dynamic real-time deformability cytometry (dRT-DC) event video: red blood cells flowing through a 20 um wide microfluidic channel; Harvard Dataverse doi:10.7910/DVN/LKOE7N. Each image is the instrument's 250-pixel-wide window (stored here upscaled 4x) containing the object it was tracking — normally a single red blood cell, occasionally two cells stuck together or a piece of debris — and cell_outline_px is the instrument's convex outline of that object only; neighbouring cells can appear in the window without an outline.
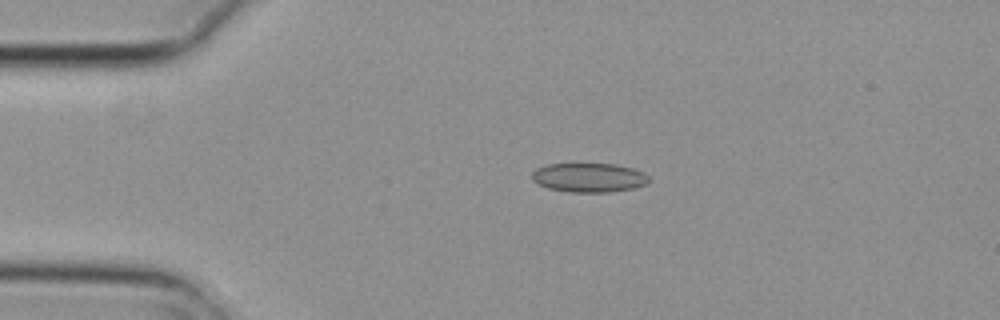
{"species": "common noctule bat (a hibernating species)", "species_latin": "Nyctalus noctula", "temperature_condition": "cold", "stored_images_in_passage": 4, "camera_frame_rate_fps": 3000, "um_per_image_px": 0.085, "animal": {"sex": "female", "body_mass_g": 29.2, "forearm_length_mm": 56.3}, "frame": {"image": 1, "passage_image": 3, "time_ms": 0.667, "image_size_px": [1000, 320], "cell_outline_px": [[648, 184], [636, 188], [608, 192], [568, 192], [548, 188], [532, 180], [532, 172], [536, 168], [548, 164], [616, 164], [632, 168], [644, 172], [648, 176]], "centroid_in_image_um": [50.08, 15.1], "position_along_channel_um": 34.9, "area_um2": 19.94}}
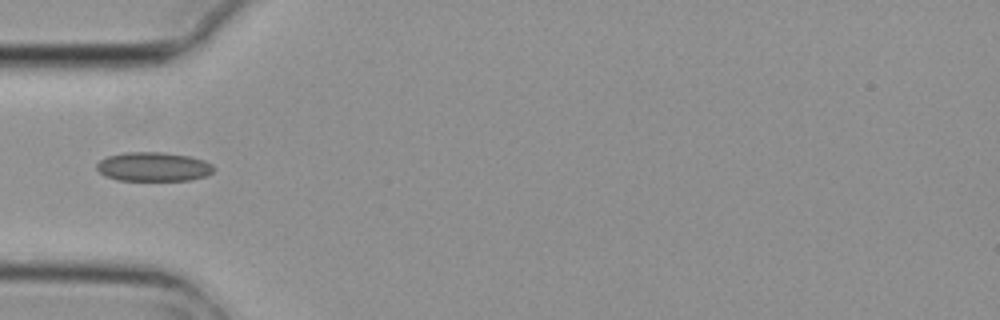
{"frame": {"image": 2, "passage_image": 4, "time_ms": 1.0, "image_size_px": [1000, 320], "cell_outline_px": [[216, 168], [208, 176], [192, 180], [116, 180], [104, 176], [96, 168], [96, 164], [100, 160], [108, 156], [124, 152], [160, 152], [188, 156], [204, 160], [212, 164]], "centroid_in_image_um": [13.05, 14.18], "position_along_channel_um": 71.9, "area_um2": 20.0}}